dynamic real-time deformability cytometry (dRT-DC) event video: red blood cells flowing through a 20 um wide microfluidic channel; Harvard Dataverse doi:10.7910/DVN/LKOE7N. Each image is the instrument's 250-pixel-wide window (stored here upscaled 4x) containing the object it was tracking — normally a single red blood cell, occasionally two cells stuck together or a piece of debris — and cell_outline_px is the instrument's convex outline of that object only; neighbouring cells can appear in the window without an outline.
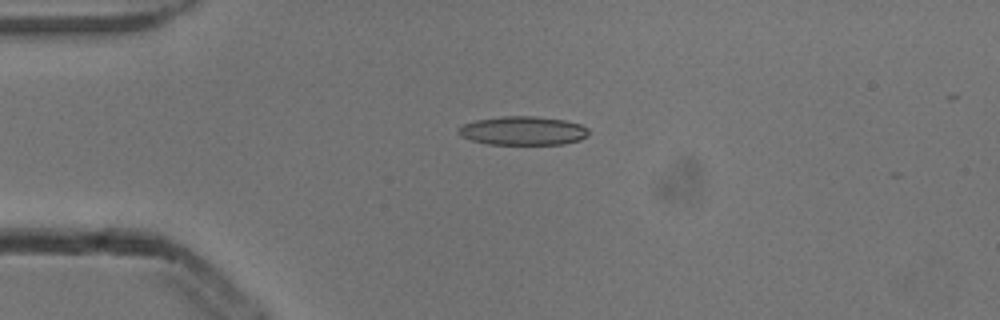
{"species": "common noctule bat (a hibernating species)", "species_latin": "Nyctalus noctula", "temperature_condition": "cold", "stored_images_in_passage": 5, "camera_frame_rate_fps": 3000, "um_per_image_px": 0.085, "animal": {"sex": "male", "body_mass_g": 13.3}, "frame": {"image": 1, "passage_image": 1, "time_ms": 0.0, "image_size_px": [1000, 320], "cell_outline_px": [[588, 136], [580, 140], [564, 144], [488, 144], [472, 140], [460, 136], [456, 132], [456, 128], [464, 124], [476, 120], [504, 116], [536, 116], [564, 120], [580, 124], [588, 128]], "centroid_in_image_um": [44.44, 11.11], "position_along_channel_um": 40.6, "area_um2": 21.91}}
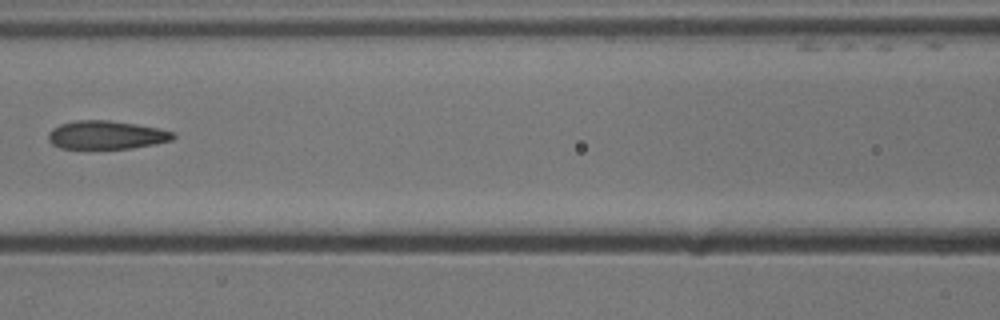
{"frame": {"image": 2, "passage_image": 4, "time_ms": 1.0, "image_size_px": [1000, 320], "cell_outline_px": [[176, 136], [172, 140], [132, 148], [60, 148], [52, 144], [48, 140], [48, 132], [52, 128], [60, 124], [76, 120], [108, 120], [136, 124], [156, 128], [172, 132]], "centroid_in_image_um": [8.99, 11.46], "position_along_channel_um": 157.6, "area_um2": 20.46}}
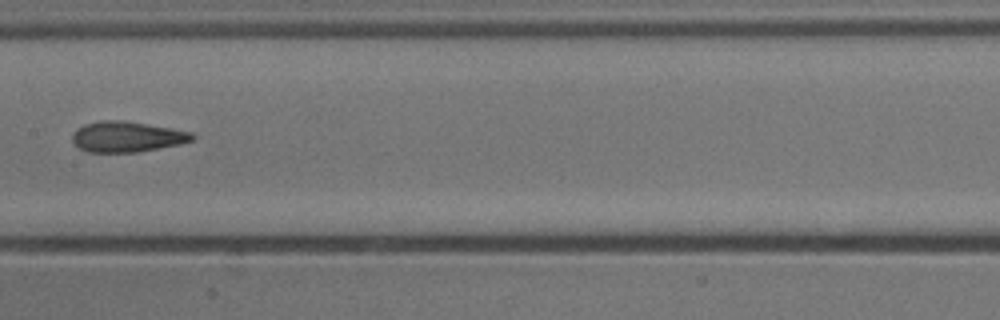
{"frame": {"image": 3, "passage_image": 5, "time_ms": 1.333, "image_size_px": [1000, 320], "cell_outline_px": [[196, 136], [192, 140], [180, 144], [136, 152], [88, 152], [80, 148], [72, 140], [72, 132], [76, 128], [84, 124], [100, 120], [124, 120], [172, 128], [192, 132]], "centroid_in_image_um": [10.78, 11.61], "position_along_channel_um": 196.6, "area_um2": 21.44}}